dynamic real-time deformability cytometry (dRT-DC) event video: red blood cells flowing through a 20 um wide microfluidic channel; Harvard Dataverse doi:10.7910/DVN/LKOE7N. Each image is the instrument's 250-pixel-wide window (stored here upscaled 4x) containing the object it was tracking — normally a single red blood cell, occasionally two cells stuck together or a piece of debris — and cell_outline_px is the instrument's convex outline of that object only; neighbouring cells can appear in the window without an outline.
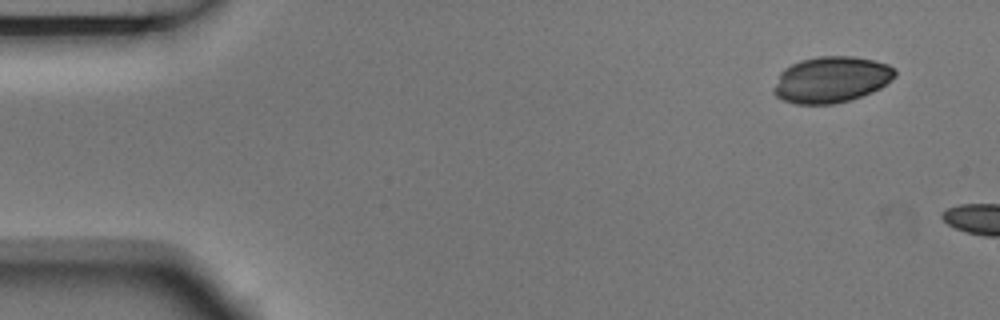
{"species": "Egyptian fruit bat (a non-hibernating species)", "species_latin": "Rousettus aegyptiacus", "temperature_condition": "room temperature", "stored_images_in_passage": 3, "camera_frame_rate_fps": 3000, "um_per_image_px": 0.085, "animal": {"sex": "male"}, "frame": {"image": 1, "passage_image": 1, "time_ms": 0.0, "image_size_px": [1000, 320], "cell_outline_px": [[896, 76], [880, 88], [872, 92], [852, 100], [832, 104], [796, 104], [784, 100], [776, 96], [772, 92], [772, 88], [780, 72], [784, 68], [800, 60], [820, 56], [852, 56], [872, 60], [888, 64], [896, 68]], "centroid_in_image_um": [70.65, 6.77], "position_along_channel_um": 14.3, "area_um2": 32.83}}